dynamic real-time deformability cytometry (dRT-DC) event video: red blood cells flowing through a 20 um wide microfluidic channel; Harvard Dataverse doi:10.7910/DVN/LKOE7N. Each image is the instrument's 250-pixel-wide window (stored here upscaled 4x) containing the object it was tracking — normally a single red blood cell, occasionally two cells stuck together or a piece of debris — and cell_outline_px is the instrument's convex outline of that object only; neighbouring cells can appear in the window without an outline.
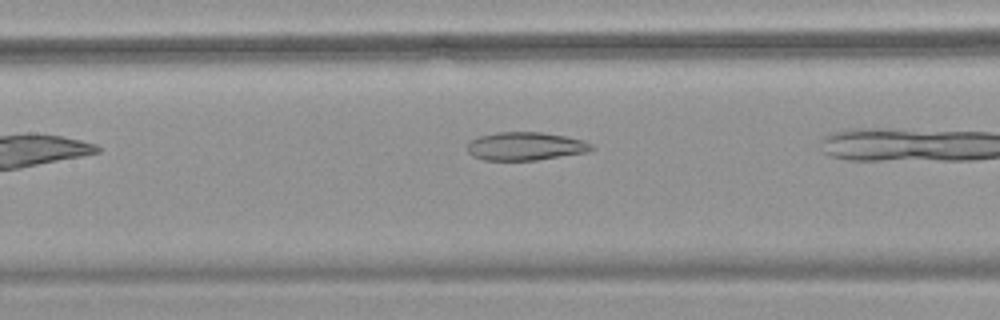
{"species": "common noctule bat (a hibernating species)", "species_latin": "Nyctalus noctula", "temperature_condition": "warm", "stored_images_in_passage": 9, "camera_frame_rate_fps": 3000, "um_per_image_px": 0.085, "animal": {"sex": "female", "body_mass_g": 18.4}, "frame": {"image": 1, "passage_image": 8, "time_ms": 2.333, "image_size_px": [1000, 320], "cell_outline_px": [[596, 148], [588, 152], [536, 160], [484, 160], [472, 156], [468, 152], [468, 144], [472, 140], [480, 136], [496, 132], [540, 132], [564, 136], [584, 140], [592, 144]], "centroid_in_image_um": [44.69, 12.43], "position_along_channel_um": 162.7, "area_um2": 20.4}}